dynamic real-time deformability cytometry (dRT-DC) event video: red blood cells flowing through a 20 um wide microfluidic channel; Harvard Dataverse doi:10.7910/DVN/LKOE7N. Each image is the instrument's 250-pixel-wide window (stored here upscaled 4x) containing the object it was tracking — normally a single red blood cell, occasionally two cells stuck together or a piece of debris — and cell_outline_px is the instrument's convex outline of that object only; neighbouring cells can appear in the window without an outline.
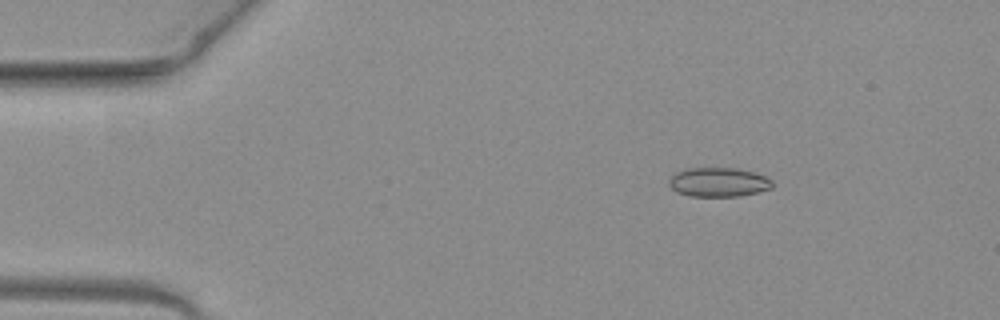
{"species": "common noctule bat (a hibernating species)", "species_latin": "Nyctalus noctula", "temperature_condition": "warm", "stored_images_in_passage": 44, "camera_frame_rate_fps": 3000, "um_per_image_px": 0.085, "animal": {"sex": "female", "body_mass_g": 19.3, "forearm_length_mm": 54.1}, "frame": {"image": 1, "passage_image": 1, "time_ms": 0.0, "image_size_px": [1000, 320], "cell_outline_px": [[772, 188], [740, 196], [688, 196], [676, 192], [668, 184], [668, 180], [676, 172], [684, 168], [736, 168], [756, 172], [768, 176], [772, 180]], "centroid_in_image_um": [61.07, 15.47], "position_along_channel_um": 23.9, "area_um2": 17.8}}
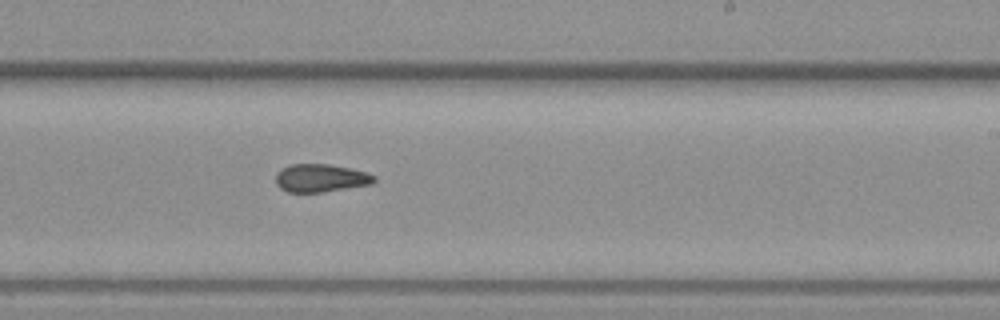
{"frame": {"image": 2, "passage_image": 24, "time_ms": 7.667, "image_size_px": [1000, 320], "cell_outline_px": [[376, 180], [372, 184], [320, 192], [288, 192], [280, 188], [276, 184], [276, 172], [292, 164], [328, 164], [352, 168], [368, 172], [376, 176]], "centroid_in_image_um": [27.29, 15.13], "position_along_channel_um": 261.7, "area_um2": 16.07}}
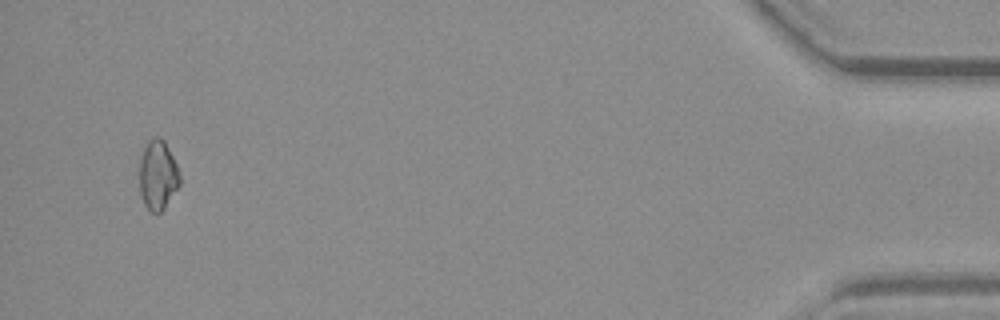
{"frame": {"image": 3, "passage_image": 42, "time_ms": 13.667, "image_size_px": [1000, 320], "cell_outline_px": [[180, 184], [164, 208], [160, 212], [152, 212], [144, 204], [140, 192], [140, 160], [144, 148], [148, 140], [156, 136], [160, 136], [164, 140], [176, 164], [180, 176]], "centroid_in_image_um": [13.41, 14.86], "position_along_channel_um": 421.8, "area_um2": 16.13}, "authors_computed_cell_mechanics": {"area_um2": 16.4152, "velocity_mm_per_s": 4.0762, "shape_relaxation_time_tau1_ms": null, "shape_relaxation_time_tau2_ms": 1.8798, "deformation_change_tau1": null, "deformation_change_tau2": 0.0803}}